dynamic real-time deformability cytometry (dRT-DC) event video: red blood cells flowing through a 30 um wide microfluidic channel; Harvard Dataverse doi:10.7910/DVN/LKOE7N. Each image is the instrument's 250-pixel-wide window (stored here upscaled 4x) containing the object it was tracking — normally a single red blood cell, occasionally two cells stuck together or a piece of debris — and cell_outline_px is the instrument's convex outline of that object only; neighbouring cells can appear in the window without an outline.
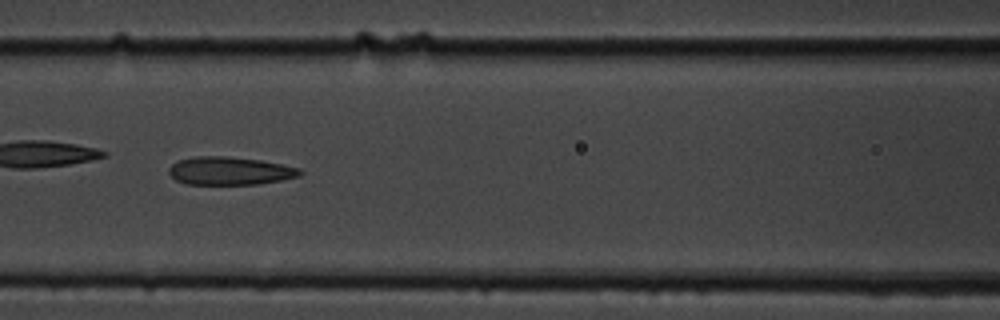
{"species": "common noctule bat (a hibernating species)", "species_latin": "Nyctalus noctula", "temperature_condition": "cold", "stored_images_in_passage": 42, "camera_frame_rate_fps": 3000, "um_per_image_px": 0.085, "animal": {"sex": "male", "body_mass_g": 19.5, "forearm_length_mm": 54.6}, "frame": {"image": 1, "passage_image": 13, "time_ms": 4.0, "image_size_px": [1000, 320], "cell_outline_px": [[304, 172], [300, 176], [260, 184], [188, 184], [176, 180], [168, 172], [168, 168], [176, 160], [192, 156], [228, 156], [260, 160], [300, 168]], "centroid_in_image_um": [19.52, 14.51], "position_along_channel_um": 147.1, "area_um2": 21.56}, "authors_computed_cell_mechanics": {"area_um2": 22.0218, "velocity_mm_per_s": 3.705, "shape_relaxation_time_tau1_ms": null, "shape_relaxation_time_tau2_ms": 2.3319, "deformation_change_tau1": null, "deformation_change_tau2": 0.1171}}